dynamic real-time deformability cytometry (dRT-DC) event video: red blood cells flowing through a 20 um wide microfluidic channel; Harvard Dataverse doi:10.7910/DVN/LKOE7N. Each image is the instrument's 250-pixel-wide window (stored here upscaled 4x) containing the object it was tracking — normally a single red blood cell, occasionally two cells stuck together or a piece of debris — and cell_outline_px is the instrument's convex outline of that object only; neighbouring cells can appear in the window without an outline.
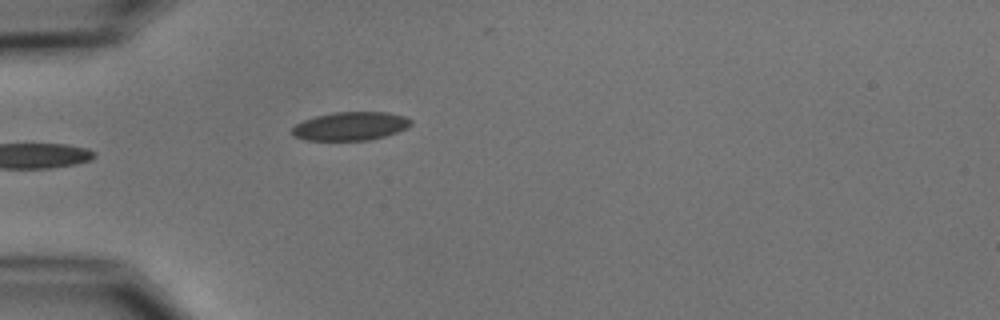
{"species": "common noctule bat (a hibernating species)", "species_latin": "Nyctalus noctula", "temperature_condition": "cold", "stored_images_in_passage": 5, "camera_frame_rate_fps": 3000, "um_per_image_px": 0.085, "animal": {"sex": "male", "body_mass_g": 15.6}, "frame": {"image": 1, "passage_image": 5, "time_ms": 5.333, "image_size_px": [1000, 320], "cell_outline_px": [[412, 124], [408, 128], [384, 136], [368, 140], [304, 140], [292, 136], [292, 128], [296, 124], [304, 120], [316, 116], [336, 112], [388, 112], [404, 116], [412, 120]], "centroid_in_image_um": [29.79, 10.72], "position_along_channel_um": 55.2, "area_um2": 19.71}}